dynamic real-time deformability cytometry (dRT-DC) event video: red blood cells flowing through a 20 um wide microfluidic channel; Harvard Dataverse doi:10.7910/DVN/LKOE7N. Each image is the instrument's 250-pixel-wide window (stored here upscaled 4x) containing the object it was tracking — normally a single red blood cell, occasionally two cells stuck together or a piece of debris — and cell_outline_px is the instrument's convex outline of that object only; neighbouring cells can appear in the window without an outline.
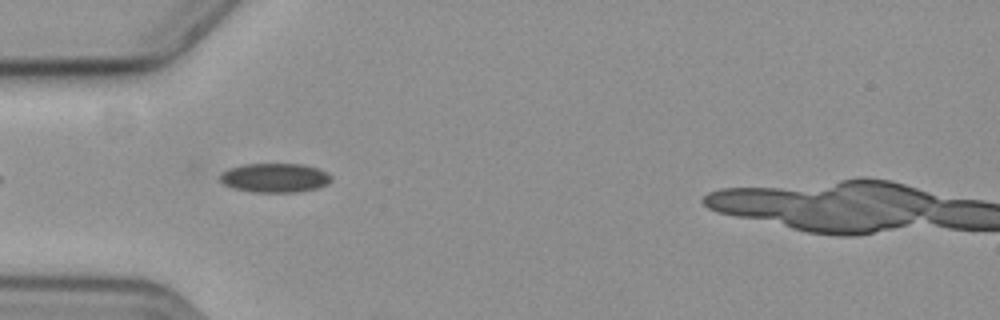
{"species": "common noctule bat (a hibernating species)", "species_latin": "Nyctalus noctula", "temperature_condition": "cold", "stored_images_in_passage": 7, "camera_frame_rate_fps": 3000, "um_per_image_px": 0.085, "animal": {"sex": "female", "body_mass_g": 19.3, "forearm_length_mm": 54.1}, "frame": {"image": 1, "passage_image": 5, "time_ms": 1.333, "image_size_px": [1000, 320], "cell_outline_px": [[332, 180], [328, 184], [316, 188], [300, 192], [252, 192], [236, 188], [224, 184], [220, 180], [220, 176], [228, 168], [244, 164], [304, 164], [328, 172], [332, 176]], "centroid_in_image_um": [23.41, 15.11], "position_along_channel_um": 61.6, "area_um2": 18.9}}